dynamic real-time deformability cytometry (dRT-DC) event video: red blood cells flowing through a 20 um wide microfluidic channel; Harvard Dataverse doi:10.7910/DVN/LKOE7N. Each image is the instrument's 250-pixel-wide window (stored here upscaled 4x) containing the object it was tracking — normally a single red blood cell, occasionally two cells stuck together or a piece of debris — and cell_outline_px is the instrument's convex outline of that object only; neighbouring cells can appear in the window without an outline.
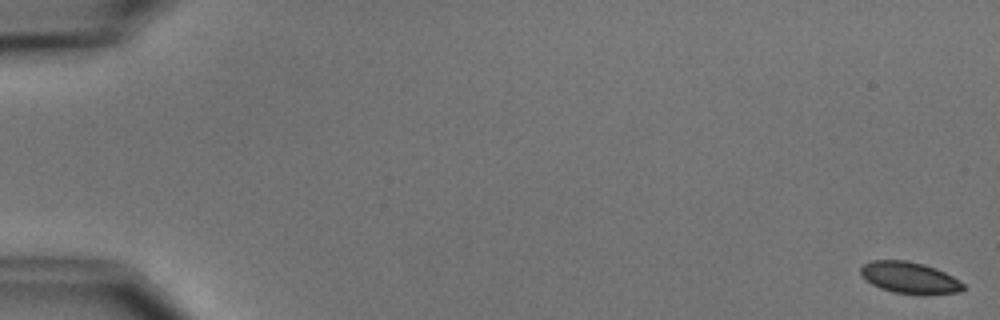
{"species": "common noctule bat (a hibernating species)", "species_latin": "Nyctalus noctula", "temperature_condition": "cold", "stored_images_in_passage": 6, "camera_frame_rate_fps": 3000, "um_per_image_px": 0.085, "animal": {"sex": "male", "body_mass_g": 15.6}, "frame": {"image": 1, "passage_image": 1, "time_ms": 0.0, "image_size_px": [1000, 320], "cell_outline_px": [[964, 288], [960, 292], [892, 292], [880, 288], [872, 284], [860, 276], [860, 268], [864, 264], [872, 260], [908, 260], [924, 264], [936, 268], [960, 280], [964, 284]], "centroid_in_image_um": [77.25, 23.55], "position_along_channel_um": 7.7, "area_um2": 18.32}}
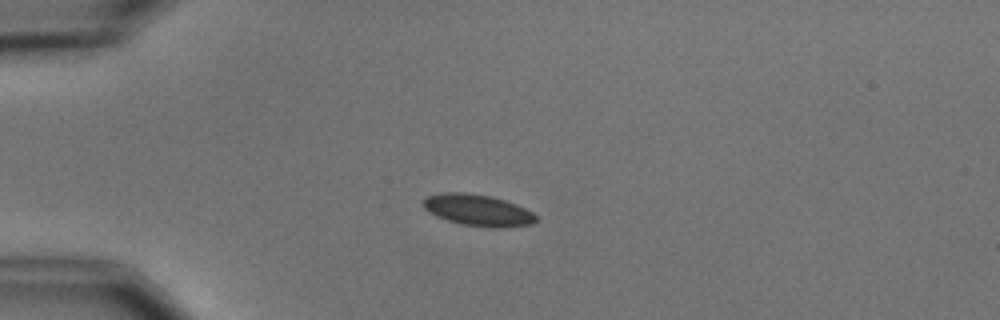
{"frame": {"image": 2, "passage_image": 4, "time_ms": 4.667, "image_size_px": [1000, 320], "cell_outline_px": [[536, 220], [532, 224], [500, 228], [488, 228], [460, 224], [436, 216], [428, 212], [424, 208], [424, 200], [428, 196], [440, 192], [464, 192], [492, 196], [516, 204], [532, 212], [536, 216]], "centroid_in_image_um": [40.61, 17.87], "position_along_channel_um": 44.4, "area_um2": 20.75}}